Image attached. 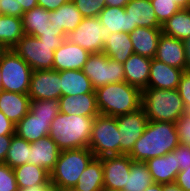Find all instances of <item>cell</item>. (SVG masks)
<instances>
[{
	"label": "cell",
	"mask_w": 190,
	"mask_h": 191,
	"mask_svg": "<svg viewBox=\"0 0 190 191\" xmlns=\"http://www.w3.org/2000/svg\"><path fill=\"white\" fill-rule=\"evenodd\" d=\"M30 143L25 139L14 134L8 149L4 163L11 168L22 166L29 163Z\"/></svg>",
	"instance_id": "obj_35"
},
{
	"label": "cell",
	"mask_w": 190,
	"mask_h": 191,
	"mask_svg": "<svg viewBox=\"0 0 190 191\" xmlns=\"http://www.w3.org/2000/svg\"><path fill=\"white\" fill-rule=\"evenodd\" d=\"M184 47H185V71L190 72V37L185 39L184 41Z\"/></svg>",
	"instance_id": "obj_49"
},
{
	"label": "cell",
	"mask_w": 190,
	"mask_h": 191,
	"mask_svg": "<svg viewBox=\"0 0 190 191\" xmlns=\"http://www.w3.org/2000/svg\"><path fill=\"white\" fill-rule=\"evenodd\" d=\"M144 191H163V184L153 182Z\"/></svg>",
	"instance_id": "obj_54"
},
{
	"label": "cell",
	"mask_w": 190,
	"mask_h": 191,
	"mask_svg": "<svg viewBox=\"0 0 190 191\" xmlns=\"http://www.w3.org/2000/svg\"><path fill=\"white\" fill-rule=\"evenodd\" d=\"M141 102V107L144 109L148 121L176 123L186 113V108L177 89L145 88L142 90Z\"/></svg>",
	"instance_id": "obj_4"
},
{
	"label": "cell",
	"mask_w": 190,
	"mask_h": 191,
	"mask_svg": "<svg viewBox=\"0 0 190 191\" xmlns=\"http://www.w3.org/2000/svg\"><path fill=\"white\" fill-rule=\"evenodd\" d=\"M50 11L45 10L41 6H36L31 10L24 12L22 16V24L25 35L39 37L49 21Z\"/></svg>",
	"instance_id": "obj_33"
},
{
	"label": "cell",
	"mask_w": 190,
	"mask_h": 191,
	"mask_svg": "<svg viewBox=\"0 0 190 191\" xmlns=\"http://www.w3.org/2000/svg\"><path fill=\"white\" fill-rule=\"evenodd\" d=\"M18 191H55V188L52 185H37L29 188H18Z\"/></svg>",
	"instance_id": "obj_50"
},
{
	"label": "cell",
	"mask_w": 190,
	"mask_h": 191,
	"mask_svg": "<svg viewBox=\"0 0 190 191\" xmlns=\"http://www.w3.org/2000/svg\"><path fill=\"white\" fill-rule=\"evenodd\" d=\"M29 111L37 117L55 118L60 112L59 100L31 101Z\"/></svg>",
	"instance_id": "obj_36"
},
{
	"label": "cell",
	"mask_w": 190,
	"mask_h": 191,
	"mask_svg": "<svg viewBox=\"0 0 190 191\" xmlns=\"http://www.w3.org/2000/svg\"><path fill=\"white\" fill-rule=\"evenodd\" d=\"M91 53L64 39L54 51L53 70H82Z\"/></svg>",
	"instance_id": "obj_14"
},
{
	"label": "cell",
	"mask_w": 190,
	"mask_h": 191,
	"mask_svg": "<svg viewBox=\"0 0 190 191\" xmlns=\"http://www.w3.org/2000/svg\"><path fill=\"white\" fill-rule=\"evenodd\" d=\"M153 183L151 173L145 162L133 161L130 174H127L124 191H144Z\"/></svg>",
	"instance_id": "obj_34"
},
{
	"label": "cell",
	"mask_w": 190,
	"mask_h": 191,
	"mask_svg": "<svg viewBox=\"0 0 190 191\" xmlns=\"http://www.w3.org/2000/svg\"><path fill=\"white\" fill-rule=\"evenodd\" d=\"M82 71L90 79L94 89L125 81L123 64L103 52L90 54Z\"/></svg>",
	"instance_id": "obj_9"
},
{
	"label": "cell",
	"mask_w": 190,
	"mask_h": 191,
	"mask_svg": "<svg viewBox=\"0 0 190 191\" xmlns=\"http://www.w3.org/2000/svg\"><path fill=\"white\" fill-rule=\"evenodd\" d=\"M68 1L69 0H37L38 6H41L47 11L56 10L58 7Z\"/></svg>",
	"instance_id": "obj_48"
},
{
	"label": "cell",
	"mask_w": 190,
	"mask_h": 191,
	"mask_svg": "<svg viewBox=\"0 0 190 191\" xmlns=\"http://www.w3.org/2000/svg\"><path fill=\"white\" fill-rule=\"evenodd\" d=\"M150 2L161 25L181 9L173 0H150Z\"/></svg>",
	"instance_id": "obj_37"
},
{
	"label": "cell",
	"mask_w": 190,
	"mask_h": 191,
	"mask_svg": "<svg viewBox=\"0 0 190 191\" xmlns=\"http://www.w3.org/2000/svg\"><path fill=\"white\" fill-rule=\"evenodd\" d=\"M103 165V183L105 189H123L127 174H130L133 160L128 154L106 156L99 158Z\"/></svg>",
	"instance_id": "obj_13"
},
{
	"label": "cell",
	"mask_w": 190,
	"mask_h": 191,
	"mask_svg": "<svg viewBox=\"0 0 190 191\" xmlns=\"http://www.w3.org/2000/svg\"><path fill=\"white\" fill-rule=\"evenodd\" d=\"M0 90H2V76L0 74Z\"/></svg>",
	"instance_id": "obj_59"
},
{
	"label": "cell",
	"mask_w": 190,
	"mask_h": 191,
	"mask_svg": "<svg viewBox=\"0 0 190 191\" xmlns=\"http://www.w3.org/2000/svg\"><path fill=\"white\" fill-rule=\"evenodd\" d=\"M155 59L185 71V47L182 40L161 34Z\"/></svg>",
	"instance_id": "obj_15"
},
{
	"label": "cell",
	"mask_w": 190,
	"mask_h": 191,
	"mask_svg": "<svg viewBox=\"0 0 190 191\" xmlns=\"http://www.w3.org/2000/svg\"><path fill=\"white\" fill-rule=\"evenodd\" d=\"M61 150L50 136L30 143L29 163L43 167L51 172L58 160Z\"/></svg>",
	"instance_id": "obj_18"
},
{
	"label": "cell",
	"mask_w": 190,
	"mask_h": 191,
	"mask_svg": "<svg viewBox=\"0 0 190 191\" xmlns=\"http://www.w3.org/2000/svg\"><path fill=\"white\" fill-rule=\"evenodd\" d=\"M24 35L22 18L10 15L0 16V42L7 49H12Z\"/></svg>",
	"instance_id": "obj_32"
},
{
	"label": "cell",
	"mask_w": 190,
	"mask_h": 191,
	"mask_svg": "<svg viewBox=\"0 0 190 191\" xmlns=\"http://www.w3.org/2000/svg\"><path fill=\"white\" fill-rule=\"evenodd\" d=\"M38 38L44 40H64L66 39V35L55 25H52L49 20L47 27L41 31V35Z\"/></svg>",
	"instance_id": "obj_44"
},
{
	"label": "cell",
	"mask_w": 190,
	"mask_h": 191,
	"mask_svg": "<svg viewBox=\"0 0 190 191\" xmlns=\"http://www.w3.org/2000/svg\"><path fill=\"white\" fill-rule=\"evenodd\" d=\"M101 115L118 117L141 108L142 91L127 82L113 83L95 89Z\"/></svg>",
	"instance_id": "obj_3"
},
{
	"label": "cell",
	"mask_w": 190,
	"mask_h": 191,
	"mask_svg": "<svg viewBox=\"0 0 190 191\" xmlns=\"http://www.w3.org/2000/svg\"><path fill=\"white\" fill-rule=\"evenodd\" d=\"M0 191H18L13 168L0 162Z\"/></svg>",
	"instance_id": "obj_39"
},
{
	"label": "cell",
	"mask_w": 190,
	"mask_h": 191,
	"mask_svg": "<svg viewBox=\"0 0 190 191\" xmlns=\"http://www.w3.org/2000/svg\"><path fill=\"white\" fill-rule=\"evenodd\" d=\"M110 35V31L104 28L98 17H90L83 18L78 27L66 35V39L92 54L103 51L104 43Z\"/></svg>",
	"instance_id": "obj_10"
},
{
	"label": "cell",
	"mask_w": 190,
	"mask_h": 191,
	"mask_svg": "<svg viewBox=\"0 0 190 191\" xmlns=\"http://www.w3.org/2000/svg\"><path fill=\"white\" fill-rule=\"evenodd\" d=\"M17 186L20 189L37 185H52L50 182V172L43 167L26 163L13 168Z\"/></svg>",
	"instance_id": "obj_27"
},
{
	"label": "cell",
	"mask_w": 190,
	"mask_h": 191,
	"mask_svg": "<svg viewBox=\"0 0 190 191\" xmlns=\"http://www.w3.org/2000/svg\"><path fill=\"white\" fill-rule=\"evenodd\" d=\"M74 188L77 191H103V165L99 158H94L88 164Z\"/></svg>",
	"instance_id": "obj_30"
},
{
	"label": "cell",
	"mask_w": 190,
	"mask_h": 191,
	"mask_svg": "<svg viewBox=\"0 0 190 191\" xmlns=\"http://www.w3.org/2000/svg\"><path fill=\"white\" fill-rule=\"evenodd\" d=\"M175 183L184 191H190V167L178 172Z\"/></svg>",
	"instance_id": "obj_45"
},
{
	"label": "cell",
	"mask_w": 190,
	"mask_h": 191,
	"mask_svg": "<svg viewBox=\"0 0 190 191\" xmlns=\"http://www.w3.org/2000/svg\"><path fill=\"white\" fill-rule=\"evenodd\" d=\"M22 9H23V12H26L28 10H31L32 8L38 6V2L37 0H17Z\"/></svg>",
	"instance_id": "obj_51"
},
{
	"label": "cell",
	"mask_w": 190,
	"mask_h": 191,
	"mask_svg": "<svg viewBox=\"0 0 190 191\" xmlns=\"http://www.w3.org/2000/svg\"><path fill=\"white\" fill-rule=\"evenodd\" d=\"M162 33L184 41L190 37V8L180 9L162 25Z\"/></svg>",
	"instance_id": "obj_31"
},
{
	"label": "cell",
	"mask_w": 190,
	"mask_h": 191,
	"mask_svg": "<svg viewBox=\"0 0 190 191\" xmlns=\"http://www.w3.org/2000/svg\"><path fill=\"white\" fill-rule=\"evenodd\" d=\"M84 18L98 17L106 7L105 0H72Z\"/></svg>",
	"instance_id": "obj_38"
},
{
	"label": "cell",
	"mask_w": 190,
	"mask_h": 191,
	"mask_svg": "<svg viewBox=\"0 0 190 191\" xmlns=\"http://www.w3.org/2000/svg\"><path fill=\"white\" fill-rule=\"evenodd\" d=\"M61 113L75 114L86 117H96L99 111L95 93H86L76 96H61L59 98Z\"/></svg>",
	"instance_id": "obj_20"
},
{
	"label": "cell",
	"mask_w": 190,
	"mask_h": 191,
	"mask_svg": "<svg viewBox=\"0 0 190 191\" xmlns=\"http://www.w3.org/2000/svg\"><path fill=\"white\" fill-rule=\"evenodd\" d=\"M130 0H105L106 7L125 8Z\"/></svg>",
	"instance_id": "obj_52"
},
{
	"label": "cell",
	"mask_w": 190,
	"mask_h": 191,
	"mask_svg": "<svg viewBox=\"0 0 190 191\" xmlns=\"http://www.w3.org/2000/svg\"><path fill=\"white\" fill-rule=\"evenodd\" d=\"M88 148L92 151L95 158L120 155L116 117L101 114L95 117Z\"/></svg>",
	"instance_id": "obj_7"
},
{
	"label": "cell",
	"mask_w": 190,
	"mask_h": 191,
	"mask_svg": "<svg viewBox=\"0 0 190 191\" xmlns=\"http://www.w3.org/2000/svg\"><path fill=\"white\" fill-rule=\"evenodd\" d=\"M186 113L190 114V106L186 109Z\"/></svg>",
	"instance_id": "obj_60"
},
{
	"label": "cell",
	"mask_w": 190,
	"mask_h": 191,
	"mask_svg": "<svg viewBox=\"0 0 190 191\" xmlns=\"http://www.w3.org/2000/svg\"><path fill=\"white\" fill-rule=\"evenodd\" d=\"M64 40H44L24 35L11 49L20 56L33 71L52 70L54 51Z\"/></svg>",
	"instance_id": "obj_6"
},
{
	"label": "cell",
	"mask_w": 190,
	"mask_h": 191,
	"mask_svg": "<svg viewBox=\"0 0 190 191\" xmlns=\"http://www.w3.org/2000/svg\"><path fill=\"white\" fill-rule=\"evenodd\" d=\"M183 70L171 67L155 58L151 60L147 88L177 89Z\"/></svg>",
	"instance_id": "obj_16"
},
{
	"label": "cell",
	"mask_w": 190,
	"mask_h": 191,
	"mask_svg": "<svg viewBox=\"0 0 190 191\" xmlns=\"http://www.w3.org/2000/svg\"><path fill=\"white\" fill-rule=\"evenodd\" d=\"M181 9L190 8V0H173Z\"/></svg>",
	"instance_id": "obj_55"
},
{
	"label": "cell",
	"mask_w": 190,
	"mask_h": 191,
	"mask_svg": "<svg viewBox=\"0 0 190 191\" xmlns=\"http://www.w3.org/2000/svg\"><path fill=\"white\" fill-rule=\"evenodd\" d=\"M61 96H76L95 93L90 79L82 70H64L59 72Z\"/></svg>",
	"instance_id": "obj_25"
},
{
	"label": "cell",
	"mask_w": 190,
	"mask_h": 191,
	"mask_svg": "<svg viewBox=\"0 0 190 191\" xmlns=\"http://www.w3.org/2000/svg\"><path fill=\"white\" fill-rule=\"evenodd\" d=\"M150 58L132 54L123 63L125 82L139 88L141 91L148 87V79L151 66Z\"/></svg>",
	"instance_id": "obj_21"
},
{
	"label": "cell",
	"mask_w": 190,
	"mask_h": 191,
	"mask_svg": "<svg viewBox=\"0 0 190 191\" xmlns=\"http://www.w3.org/2000/svg\"><path fill=\"white\" fill-rule=\"evenodd\" d=\"M13 135L0 136V162H4Z\"/></svg>",
	"instance_id": "obj_47"
},
{
	"label": "cell",
	"mask_w": 190,
	"mask_h": 191,
	"mask_svg": "<svg viewBox=\"0 0 190 191\" xmlns=\"http://www.w3.org/2000/svg\"><path fill=\"white\" fill-rule=\"evenodd\" d=\"M119 131L120 155L129 154L135 142L142 136L148 123L144 109L116 117Z\"/></svg>",
	"instance_id": "obj_11"
},
{
	"label": "cell",
	"mask_w": 190,
	"mask_h": 191,
	"mask_svg": "<svg viewBox=\"0 0 190 191\" xmlns=\"http://www.w3.org/2000/svg\"><path fill=\"white\" fill-rule=\"evenodd\" d=\"M83 16L76 8L72 0L64 3L56 10L50 11L49 20L67 35L70 31L75 30L83 20Z\"/></svg>",
	"instance_id": "obj_26"
},
{
	"label": "cell",
	"mask_w": 190,
	"mask_h": 191,
	"mask_svg": "<svg viewBox=\"0 0 190 191\" xmlns=\"http://www.w3.org/2000/svg\"><path fill=\"white\" fill-rule=\"evenodd\" d=\"M175 124L180 144L190 146V114L184 113Z\"/></svg>",
	"instance_id": "obj_40"
},
{
	"label": "cell",
	"mask_w": 190,
	"mask_h": 191,
	"mask_svg": "<svg viewBox=\"0 0 190 191\" xmlns=\"http://www.w3.org/2000/svg\"><path fill=\"white\" fill-rule=\"evenodd\" d=\"M0 11L2 15L22 18L24 12L17 0H0Z\"/></svg>",
	"instance_id": "obj_42"
},
{
	"label": "cell",
	"mask_w": 190,
	"mask_h": 191,
	"mask_svg": "<svg viewBox=\"0 0 190 191\" xmlns=\"http://www.w3.org/2000/svg\"><path fill=\"white\" fill-rule=\"evenodd\" d=\"M32 68L13 50L8 49L0 59L2 90L28 94Z\"/></svg>",
	"instance_id": "obj_8"
},
{
	"label": "cell",
	"mask_w": 190,
	"mask_h": 191,
	"mask_svg": "<svg viewBox=\"0 0 190 191\" xmlns=\"http://www.w3.org/2000/svg\"><path fill=\"white\" fill-rule=\"evenodd\" d=\"M55 191H77L75 188H55Z\"/></svg>",
	"instance_id": "obj_57"
},
{
	"label": "cell",
	"mask_w": 190,
	"mask_h": 191,
	"mask_svg": "<svg viewBox=\"0 0 190 191\" xmlns=\"http://www.w3.org/2000/svg\"><path fill=\"white\" fill-rule=\"evenodd\" d=\"M8 49L0 42V59Z\"/></svg>",
	"instance_id": "obj_56"
},
{
	"label": "cell",
	"mask_w": 190,
	"mask_h": 191,
	"mask_svg": "<svg viewBox=\"0 0 190 191\" xmlns=\"http://www.w3.org/2000/svg\"><path fill=\"white\" fill-rule=\"evenodd\" d=\"M125 12L131 20V32L136 27L162 28L150 0H130L125 6Z\"/></svg>",
	"instance_id": "obj_23"
},
{
	"label": "cell",
	"mask_w": 190,
	"mask_h": 191,
	"mask_svg": "<svg viewBox=\"0 0 190 191\" xmlns=\"http://www.w3.org/2000/svg\"><path fill=\"white\" fill-rule=\"evenodd\" d=\"M95 158L88 148L62 150L54 169L50 172V182L54 188H74L79 176Z\"/></svg>",
	"instance_id": "obj_5"
},
{
	"label": "cell",
	"mask_w": 190,
	"mask_h": 191,
	"mask_svg": "<svg viewBox=\"0 0 190 191\" xmlns=\"http://www.w3.org/2000/svg\"><path fill=\"white\" fill-rule=\"evenodd\" d=\"M163 191H184L175 182L163 184Z\"/></svg>",
	"instance_id": "obj_53"
},
{
	"label": "cell",
	"mask_w": 190,
	"mask_h": 191,
	"mask_svg": "<svg viewBox=\"0 0 190 191\" xmlns=\"http://www.w3.org/2000/svg\"><path fill=\"white\" fill-rule=\"evenodd\" d=\"M103 191H124V190H121V189H118V190H111V189H103Z\"/></svg>",
	"instance_id": "obj_58"
},
{
	"label": "cell",
	"mask_w": 190,
	"mask_h": 191,
	"mask_svg": "<svg viewBox=\"0 0 190 191\" xmlns=\"http://www.w3.org/2000/svg\"><path fill=\"white\" fill-rule=\"evenodd\" d=\"M54 118L37 117L30 111L15 125V134L29 143L49 136Z\"/></svg>",
	"instance_id": "obj_19"
},
{
	"label": "cell",
	"mask_w": 190,
	"mask_h": 191,
	"mask_svg": "<svg viewBox=\"0 0 190 191\" xmlns=\"http://www.w3.org/2000/svg\"><path fill=\"white\" fill-rule=\"evenodd\" d=\"M14 134L15 124L10 121L3 112L0 111V136Z\"/></svg>",
	"instance_id": "obj_46"
},
{
	"label": "cell",
	"mask_w": 190,
	"mask_h": 191,
	"mask_svg": "<svg viewBox=\"0 0 190 191\" xmlns=\"http://www.w3.org/2000/svg\"><path fill=\"white\" fill-rule=\"evenodd\" d=\"M102 52L114 61L122 64L125 63V61L134 54L129 33L119 32L111 34L105 41Z\"/></svg>",
	"instance_id": "obj_28"
},
{
	"label": "cell",
	"mask_w": 190,
	"mask_h": 191,
	"mask_svg": "<svg viewBox=\"0 0 190 191\" xmlns=\"http://www.w3.org/2000/svg\"><path fill=\"white\" fill-rule=\"evenodd\" d=\"M94 119L59 112L51 122L49 136L61 151L88 147Z\"/></svg>",
	"instance_id": "obj_2"
},
{
	"label": "cell",
	"mask_w": 190,
	"mask_h": 191,
	"mask_svg": "<svg viewBox=\"0 0 190 191\" xmlns=\"http://www.w3.org/2000/svg\"><path fill=\"white\" fill-rule=\"evenodd\" d=\"M28 96L34 100H59L61 84L59 71L36 70L31 74Z\"/></svg>",
	"instance_id": "obj_12"
},
{
	"label": "cell",
	"mask_w": 190,
	"mask_h": 191,
	"mask_svg": "<svg viewBox=\"0 0 190 191\" xmlns=\"http://www.w3.org/2000/svg\"><path fill=\"white\" fill-rule=\"evenodd\" d=\"M146 165L151 173L153 182L159 184L174 183L180 167L176 161V150L164 156L147 160Z\"/></svg>",
	"instance_id": "obj_17"
},
{
	"label": "cell",
	"mask_w": 190,
	"mask_h": 191,
	"mask_svg": "<svg viewBox=\"0 0 190 191\" xmlns=\"http://www.w3.org/2000/svg\"><path fill=\"white\" fill-rule=\"evenodd\" d=\"M98 19L104 28L110 31V34L119 32L131 33V20L125 12V8L105 7L100 12Z\"/></svg>",
	"instance_id": "obj_29"
},
{
	"label": "cell",
	"mask_w": 190,
	"mask_h": 191,
	"mask_svg": "<svg viewBox=\"0 0 190 191\" xmlns=\"http://www.w3.org/2000/svg\"><path fill=\"white\" fill-rule=\"evenodd\" d=\"M180 97L182 98L184 107L187 109L190 106V72L183 71L179 85L177 88Z\"/></svg>",
	"instance_id": "obj_41"
},
{
	"label": "cell",
	"mask_w": 190,
	"mask_h": 191,
	"mask_svg": "<svg viewBox=\"0 0 190 191\" xmlns=\"http://www.w3.org/2000/svg\"><path fill=\"white\" fill-rule=\"evenodd\" d=\"M179 144L175 123L148 121L142 136L135 142L128 156L133 161L146 162L172 152Z\"/></svg>",
	"instance_id": "obj_1"
},
{
	"label": "cell",
	"mask_w": 190,
	"mask_h": 191,
	"mask_svg": "<svg viewBox=\"0 0 190 191\" xmlns=\"http://www.w3.org/2000/svg\"><path fill=\"white\" fill-rule=\"evenodd\" d=\"M30 104L28 94L0 90V111L15 125L29 112Z\"/></svg>",
	"instance_id": "obj_24"
},
{
	"label": "cell",
	"mask_w": 190,
	"mask_h": 191,
	"mask_svg": "<svg viewBox=\"0 0 190 191\" xmlns=\"http://www.w3.org/2000/svg\"><path fill=\"white\" fill-rule=\"evenodd\" d=\"M176 161L183 171L185 167H190V146L179 144L176 148Z\"/></svg>",
	"instance_id": "obj_43"
},
{
	"label": "cell",
	"mask_w": 190,
	"mask_h": 191,
	"mask_svg": "<svg viewBox=\"0 0 190 191\" xmlns=\"http://www.w3.org/2000/svg\"><path fill=\"white\" fill-rule=\"evenodd\" d=\"M162 34L161 28L136 27L130 34L134 53L153 59Z\"/></svg>",
	"instance_id": "obj_22"
}]
</instances>
